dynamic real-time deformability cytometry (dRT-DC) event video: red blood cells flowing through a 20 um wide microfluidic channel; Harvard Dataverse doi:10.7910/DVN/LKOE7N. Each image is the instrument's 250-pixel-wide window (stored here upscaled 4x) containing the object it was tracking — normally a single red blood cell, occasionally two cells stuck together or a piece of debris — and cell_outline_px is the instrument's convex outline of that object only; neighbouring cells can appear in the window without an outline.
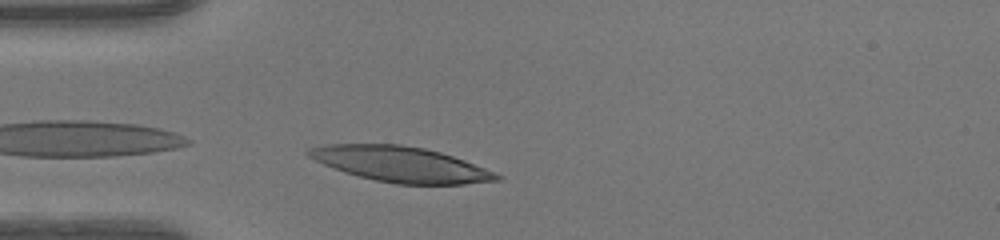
{"species": "human", "species_latin": "Homo sapiens", "temperature_condition": "warm", "stored_images_in_passage": 27, "camera_frame_rate_fps": 3000, "um_per_image_px": 0.085, "donor": {"sex": "female"}, "frame": {"image": 1, "passage_image": 1, "time_ms": 0.0, "image_size_px": [1000, 240], "cell_outline_px": [[504, 176], [500, 180], [464, 184], [396, 184], [376, 180], [344, 172], [324, 164], [308, 156], [304, 152], [308, 148], [328, 144], [400, 144], [424, 148], [440, 152], [464, 160]], "centroid_in_image_um": [34.06, 13.96], "position_along_channel_um": 50.9, "area_um2": 38.49}}
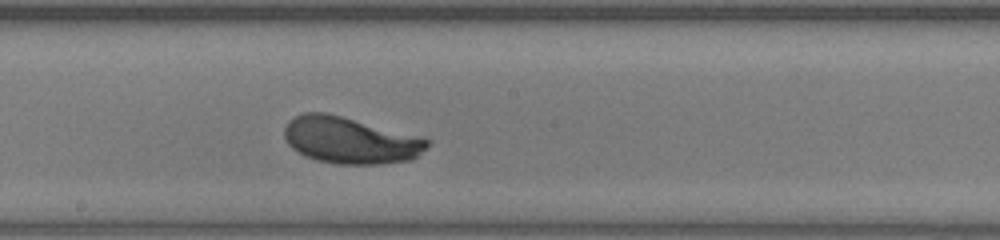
{"frame": {"image": 2, "passage_image": 14, "time_ms": 4.333, "image_size_px": [1000, 240], "cell_outline_px": [[428, 144], [412, 160], [380, 164], [336, 164], [316, 160], [304, 156], [292, 148], [288, 144], [284, 136], [284, 128], [288, 120], [304, 112], [324, 112], [340, 116], [428, 140]], "centroid_in_image_um": [29.65, 11.94], "position_along_channel_um": 218.6, "area_um2": 37.97}}
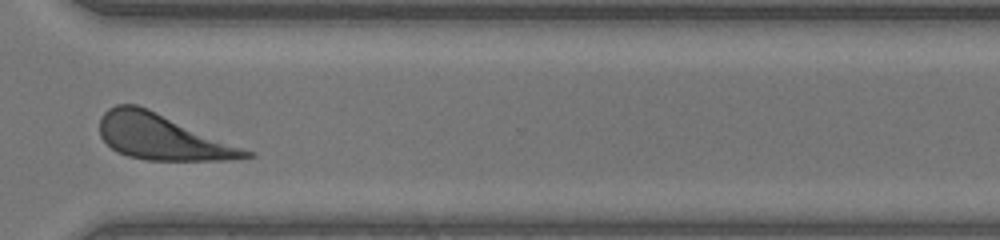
{"frame": {"image": 3, "passage_image": 24, "time_ms": 7.667, "image_size_px": [1000, 240], "cell_outline_px": [[256, 156], [232, 160], [148, 160], [128, 156], [116, 152], [100, 136], [100, 116], [108, 108], [116, 104], [136, 104], [148, 108], [256, 152]], "centroid_in_image_um": [13.83, 11.64], "position_along_channel_um": 356.8, "area_um2": 39.07}, "authors_computed_cell_mechanics": {"area_um2": 38.4948, "velocity_mm_per_s": 4.132, "shape_relaxation_time_tau1_ms": 2.3611, "shape_relaxation_time_tau2_ms": null, "deformation_change_tau1": 0.1778, "deformation_change_tau2": null}}